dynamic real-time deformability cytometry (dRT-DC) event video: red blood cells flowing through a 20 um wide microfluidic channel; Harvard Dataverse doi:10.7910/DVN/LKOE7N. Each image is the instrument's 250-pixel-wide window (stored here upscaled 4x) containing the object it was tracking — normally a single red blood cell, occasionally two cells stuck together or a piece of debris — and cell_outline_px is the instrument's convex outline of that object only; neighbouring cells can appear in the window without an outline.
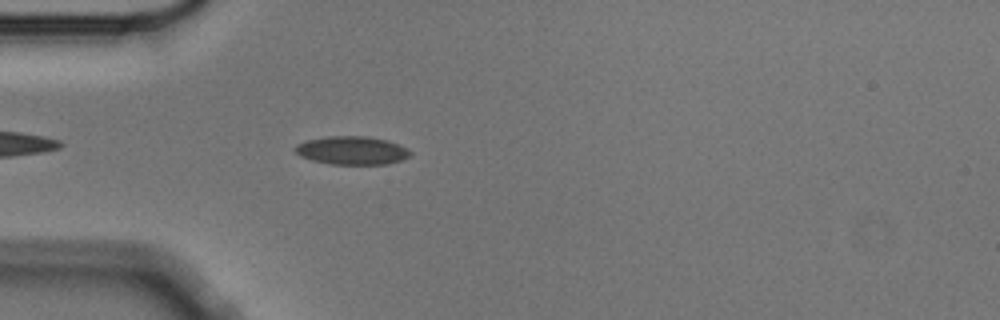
{"species": "Egyptian fruit bat (a non-hibernating species)", "species_latin": "Rousettus aegyptiacus", "temperature_condition": "cold", "stored_images_in_passage": 5, "camera_frame_rate_fps": 3000, "um_per_image_px": 0.085, "animal": {"sex": "male"}, "frame": {"image": 1, "passage_image": 5, "time_ms": 1.333, "image_size_px": [1000, 320], "cell_outline_px": [[412, 156], [388, 164], [332, 164], [312, 160], [300, 156], [296, 152], [296, 144], [304, 140], [328, 136], [368, 136], [388, 140], [408, 148], [412, 152]], "centroid_in_image_um": [29.94, 12.78], "position_along_channel_um": 55.1, "area_um2": 19.13}}